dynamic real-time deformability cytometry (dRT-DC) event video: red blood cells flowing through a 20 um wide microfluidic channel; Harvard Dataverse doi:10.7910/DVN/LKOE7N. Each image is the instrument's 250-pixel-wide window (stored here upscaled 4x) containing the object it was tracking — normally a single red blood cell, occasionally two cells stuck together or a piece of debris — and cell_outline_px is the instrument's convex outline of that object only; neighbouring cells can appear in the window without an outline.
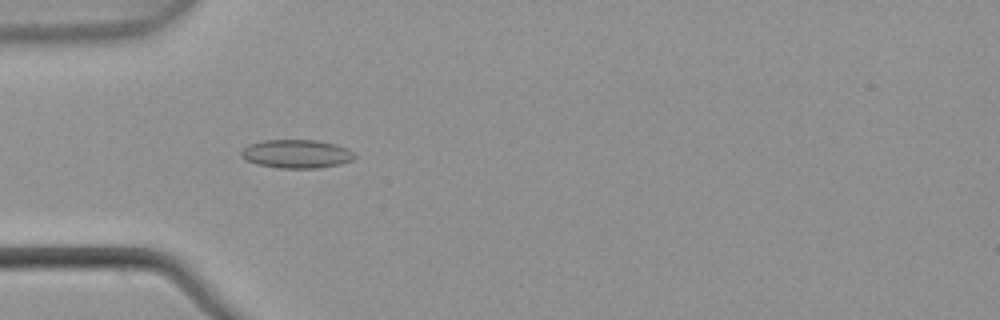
{"species": "common noctule bat (a hibernating species)", "species_latin": "Nyctalus noctula", "temperature_condition": "warm", "stored_images_in_passage": 8, "camera_frame_rate_fps": 3000, "um_per_image_px": 0.085, "animal": {"sex": "male", "body_mass_g": 21.5, "forearm_length_mm": 52.0}, "frame": {"image": 1, "passage_image": 5, "time_ms": 1.333, "image_size_px": [1000, 320], "cell_outline_px": [[356, 156], [352, 160], [340, 164], [316, 168], [280, 168], [256, 164], [244, 160], [240, 156], [240, 152], [248, 144], [264, 140], [316, 140], [336, 144], [352, 152]], "centroid_in_image_um": [25.15, 13.08], "position_along_channel_um": 59.9, "area_um2": 18.84}}
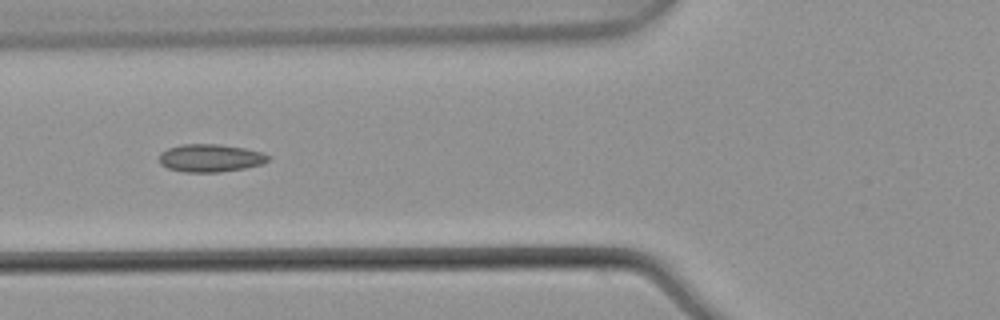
{"frame": {"image": 2, "passage_image": 6, "time_ms": 1.667, "image_size_px": [1000, 320], "cell_outline_px": [[272, 156], [264, 164], [244, 168], [220, 172], [184, 172], [168, 168], [160, 164], [160, 152], [168, 148], [184, 144], [220, 144], [244, 148], [260, 152]], "centroid_in_image_um": [17.89, 13.43], "position_along_channel_um": 107.9, "area_um2": 17.69}}
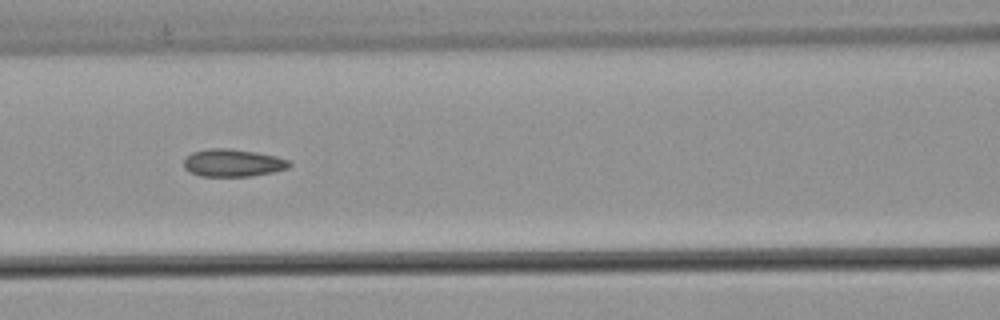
{"frame": {"image": 3, "passage_image": 7, "time_ms": 2.0, "image_size_px": [1000, 320], "cell_outline_px": [[292, 164], [288, 168], [272, 172], [248, 176], [200, 176], [184, 168], [184, 160], [192, 152], [208, 148], [228, 148], [256, 152], [276, 156], [288, 160]], "centroid_in_image_um": [19.79, 13.83], "position_along_channel_um": 146.8, "area_um2": 16.82}}